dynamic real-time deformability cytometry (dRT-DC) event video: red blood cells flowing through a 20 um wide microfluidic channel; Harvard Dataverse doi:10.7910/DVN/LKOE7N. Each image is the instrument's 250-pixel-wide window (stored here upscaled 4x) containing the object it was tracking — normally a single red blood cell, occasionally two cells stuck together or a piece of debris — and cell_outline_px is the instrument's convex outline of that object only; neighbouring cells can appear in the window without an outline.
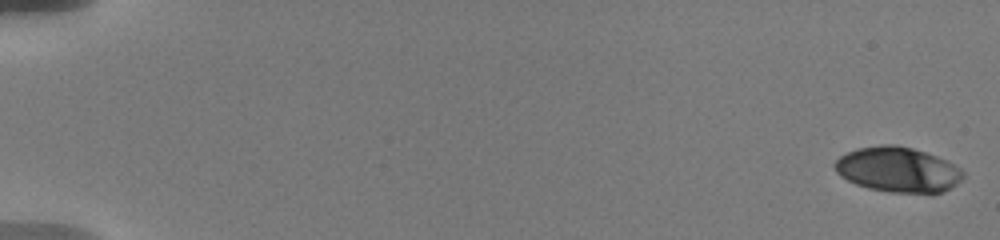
{"species": "human", "species_latin": "Homo sapiens", "temperature_condition": "warm", "stored_images_in_passage": 19, "camera_frame_rate_fps": 3000, "um_per_image_px": 0.085, "donor": {"sex": "male"}, "frame": {"image": 1, "passage_image": 1, "time_ms": 0.0, "image_size_px": [1000, 240], "cell_outline_px": [[964, 176], [956, 184], [940, 192], [892, 192], [868, 188], [856, 184], [840, 176], [836, 172], [832, 164], [840, 156], [856, 148], [880, 144], [896, 144], [912, 148], [936, 156], [960, 168], [964, 172]], "centroid_in_image_um": [76.26, 14.4], "position_along_channel_um": 8.7, "area_um2": 33.47}}
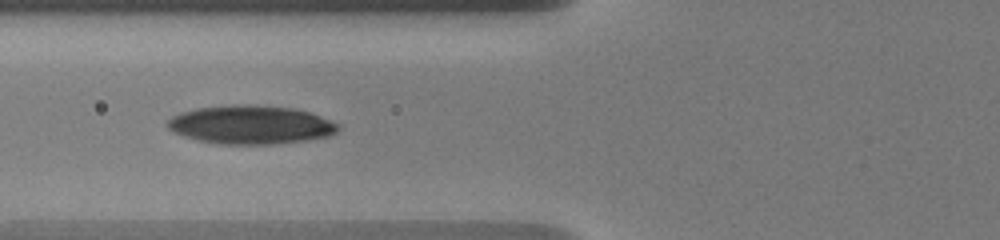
{"frame": {"image": 2, "passage_image": 14, "time_ms": 7.667, "image_size_px": [1000, 240], "cell_outline_px": [[340, 128], [336, 132], [328, 136], [308, 140], [272, 144], [220, 144], [200, 140], [184, 136], [168, 128], [164, 124], [172, 116], [180, 112], [196, 108], [232, 104], [256, 104], [296, 108], [332, 120], [340, 124]], "centroid_in_image_um": [21.33, 10.59], "position_along_channel_um": 104.5, "area_um2": 38.67}}
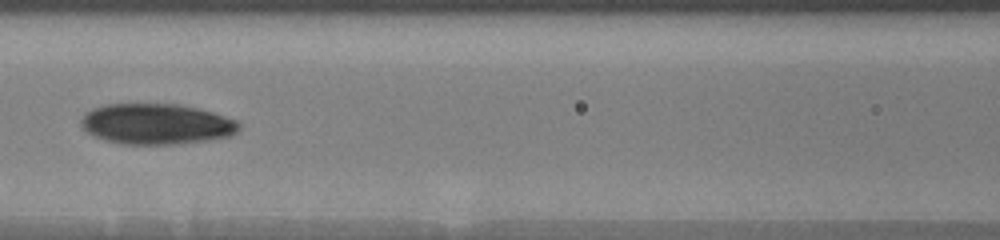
{"frame": {"image": 3, "passage_image": 17, "time_ms": 9.0, "image_size_px": [1000, 240], "cell_outline_px": [[240, 128], [236, 132], [228, 136], [204, 140], [172, 144], [124, 144], [108, 140], [96, 136], [88, 132], [80, 124], [80, 120], [92, 108], [104, 104], [180, 104], [212, 112], [236, 120], [240, 124]], "centroid_in_image_um": [13.29, 10.52], "position_along_channel_um": 153.3, "area_um2": 36.93}}